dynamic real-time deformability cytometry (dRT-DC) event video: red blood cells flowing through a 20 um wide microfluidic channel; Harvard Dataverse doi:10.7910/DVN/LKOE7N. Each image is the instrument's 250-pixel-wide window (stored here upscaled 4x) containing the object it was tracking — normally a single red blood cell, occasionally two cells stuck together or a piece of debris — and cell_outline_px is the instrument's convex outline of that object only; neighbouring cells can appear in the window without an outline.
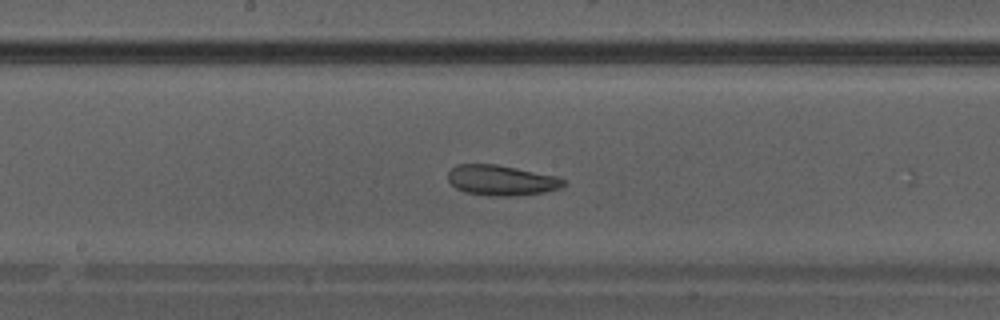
{"species": "Egyptian fruit bat (a non-hibernating species)", "species_latin": "Rousettus aegyptiacus", "temperature_condition": "warm", "stored_images_in_passage": 18, "camera_frame_rate_fps": 3000, "um_per_image_px": 0.085, "animal": {"sex": "male"}, "frame": {"image": 1, "passage_image": 17, "time_ms": 5.333, "image_size_px": [1000, 320], "cell_outline_px": [[568, 184], [560, 188], [544, 192], [512, 196], [492, 196], [464, 192], [456, 188], [448, 180], [448, 172], [456, 164], [496, 164], [560, 176]], "centroid_in_image_um": [42.65, 15.32], "position_along_channel_um": 205.6, "area_um2": 20.63}}